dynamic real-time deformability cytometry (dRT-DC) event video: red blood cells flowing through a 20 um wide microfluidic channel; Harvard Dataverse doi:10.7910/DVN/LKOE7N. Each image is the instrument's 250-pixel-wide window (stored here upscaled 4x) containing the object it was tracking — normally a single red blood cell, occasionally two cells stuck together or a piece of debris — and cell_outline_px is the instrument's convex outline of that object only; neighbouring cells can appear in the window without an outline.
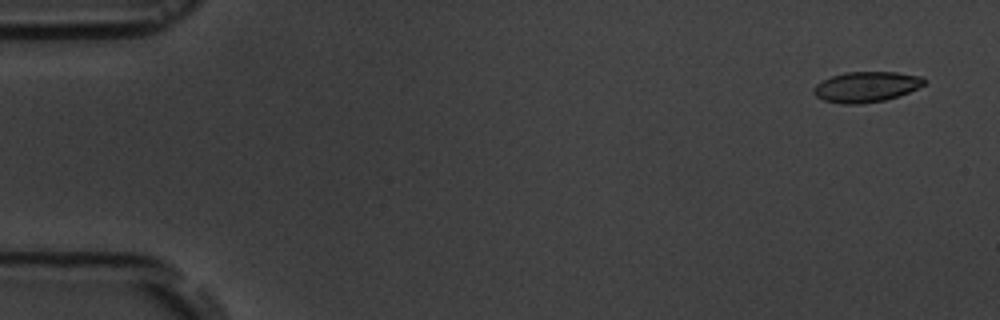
{"species": "common noctule bat (a hibernating species)", "species_latin": "Nyctalus noctula", "temperature_condition": "room temperature", "stored_images_in_passage": 5, "camera_frame_rate_fps": 3000, "um_per_image_px": 0.085, "animal": {"sex": "male", "body_mass_g": 19.5, "forearm_length_mm": 54.6}, "frame": {"image": 1, "passage_image": 1, "time_ms": 0.0, "image_size_px": [1000, 320], "cell_outline_px": [[928, 80], [924, 84], [908, 92], [884, 100], [860, 104], [840, 104], [824, 100], [816, 96], [812, 92], [812, 88], [816, 84], [832, 76], [844, 72], [896, 72], [924, 76]], "centroid_in_image_um": [73.62, 7.37], "position_along_channel_um": 11.4, "area_um2": 19.65}}
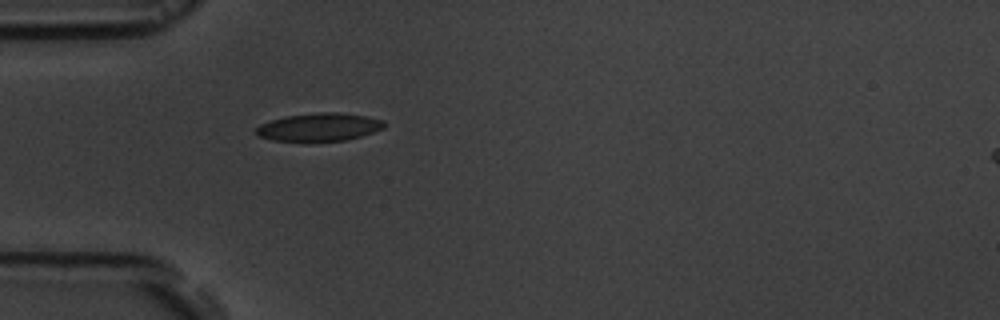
{"frame": {"image": 2, "passage_image": 5, "time_ms": 4.667, "image_size_px": [1000, 320], "cell_outline_px": [[384, 128], [360, 136], [344, 140], [304, 144], [272, 140], [260, 136], [256, 132], [256, 128], [260, 124], [284, 116], [316, 112], [336, 112], [364, 116], [384, 120]], "centroid_in_image_um": [27.07, 10.84], "position_along_channel_um": 57.9, "area_um2": 21.44}}